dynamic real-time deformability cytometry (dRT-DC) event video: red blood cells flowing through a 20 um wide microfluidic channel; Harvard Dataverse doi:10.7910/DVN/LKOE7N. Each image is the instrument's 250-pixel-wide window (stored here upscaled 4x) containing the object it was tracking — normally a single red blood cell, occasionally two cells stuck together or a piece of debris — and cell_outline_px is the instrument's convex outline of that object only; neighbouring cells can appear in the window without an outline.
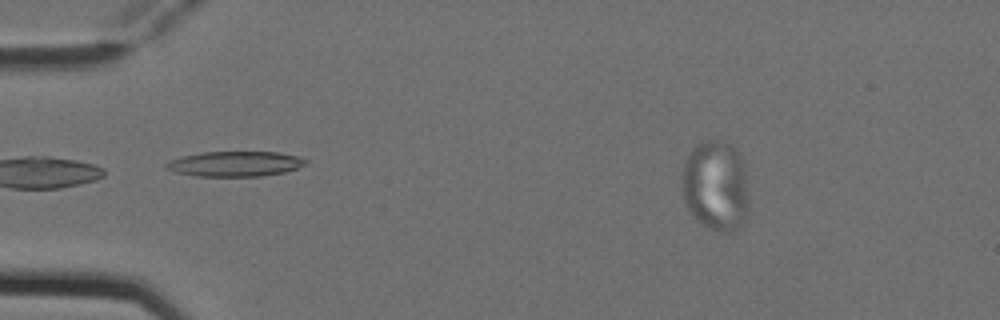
{"species": "Egyptian fruit bat (a non-hibernating species)", "species_latin": "Rousettus aegyptiacus", "temperature_condition": "cold", "stored_images_in_passage": 5, "camera_frame_rate_fps": 3000, "um_per_image_px": 0.085, "animal": {"sex": "female"}, "frame": {"image": 1, "passage_image": 3, "time_ms": 0.667, "image_size_px": [1000, 320], "cell_outline_px": [[308, 164], [284, 172], [260, 176], [196, 176], [176, 172], [164, 168], [164, 164], [168, 160], [200, 152], [280, 152], [300, 156], [308, 160]], "centroid_in_image_um": [19.99, 13.92], "position_along_channel_um": 65.0, "area_um2": 20.58}}
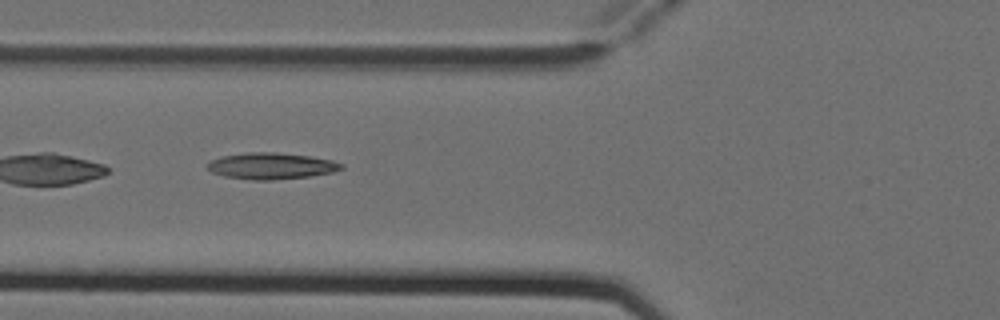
{"frame": {"image": 2, "passage_image": 4, "time_ms": 1.0, "image_size_px": [1000, 320], "cell_outline_px": [[344, 168], [332, 172], [308, 176], [272, 180], [252, 180], [224, 176], [212, 172], [204, 164], [212, 160], [224, 156], [244, 152], [276, 152], [308, 156], [332, 160], [344, 164]], "centroid_in_image_um": [23.04, 14.1], "position_along_channel_um": 102.8, "area_um2": 20.52}}
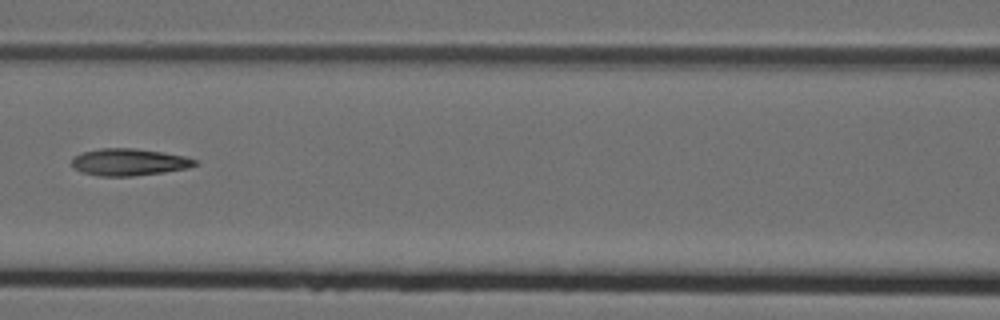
{"frame": {"image": 3, "passage_image": 5, "time_ms": 1.333, "image_size_px": [1000, 320], "cell_outline_px": [[196, 164], [188, 168], [164, 172], [132, 176], [100, 176], [80, 172], [72, 168], [72, 156], [84, 152], [100, 148], [132, 148], [160, 152], [184, 156], [196, 160]], "centroid_in_image_um": [10.9, 13.78], "position_along_channel_um": 155.7, "area_um2": 19.31}}